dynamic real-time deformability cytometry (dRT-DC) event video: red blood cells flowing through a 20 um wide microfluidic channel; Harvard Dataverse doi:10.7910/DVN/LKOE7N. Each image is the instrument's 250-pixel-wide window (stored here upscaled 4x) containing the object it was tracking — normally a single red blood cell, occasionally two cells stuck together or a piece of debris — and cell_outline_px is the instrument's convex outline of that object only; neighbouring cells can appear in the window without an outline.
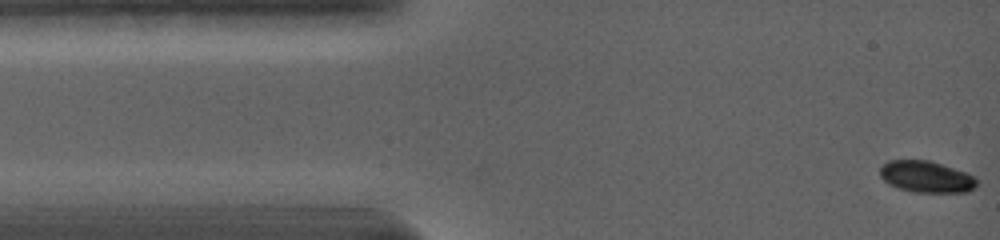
{"species": "common noctule bat (a hibernating species)", "species_latin": "Nyctalus noctula", "temperature_condition": "warm", "stored_images_in_passage": 87, "camera_frame_rate_fps": 5000, "um_per_image_px": 0.085, "animal": {"sex": "female", "body_mass_g": 19.0, "forearm_length_mm": 56.7}, "frame": {"image": 1, "passage_image": 1, "time_ms": 0.0, "image_size_px": [1000, 240], "cell_outline_px": [[976, 188], [968, 192], [912, 192], [896, 188], [888, 184], [880, 176], [880, 168], [888, 160], [928, 160], [976, 176]], "centroid_in_image_um": [78.72, 15.04], "position_along_channel_um": 6.3, "area_um2": 17.8}}
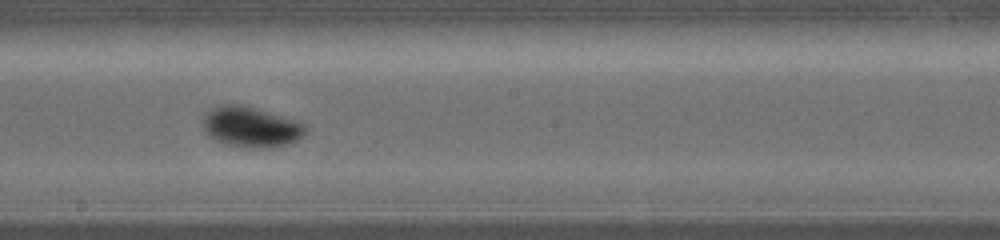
{"frame": {"image": 2, "passage_image": 47, "time_ms": 7.8, "image_size_px": [1000, 240], "cell_outline_px": [[308, 128], [296, 140], [288, 144], [224, 144], [208, 136], [204, 132], [204, 120], [208, 112], [216, 108], [228, 104], [236, 104], [300, 120]], "centroid_in_image_um": [21.34, 10.74], "position_along_channel_um": 226.9, "area_um2": 22.6}}
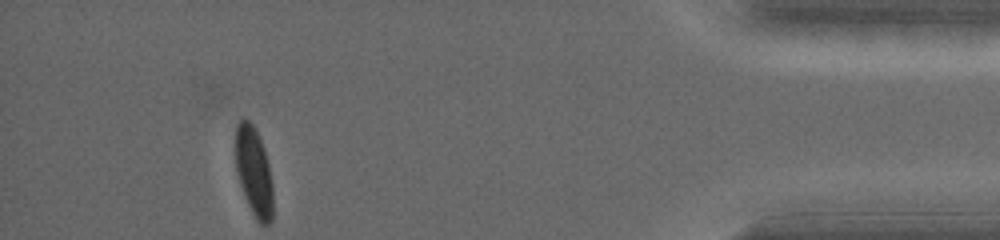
{"frame": {"image": 3, "passage_image": 87, "time_ms": 14.4, "image_size_px": [1000, 240], "cell_outline_px": [[272, 220], [268, 224], [260, 224], [256, 220], [244, 196], [240, 184], [236, 168], [236, 124], [240, 120], [248, 120], [252, 124], [264, 148], [268, 164], [272, 184]], "centroid_in_image_um": [21.57, 14.62], "position_along_channel_um": 413.6, "area_um2": 19.07}, "authors_computed_cell_mechanics": {"area_um2": 21.0392, "velocity_mm_per_s": 3.839, "shape_relaxation_time_tau1_ms": 1.7533, "shape_relaxation_time_tau2_ms": null, "deformation_change_tau1": 0.1376, "deformation_change_tau2": null}}